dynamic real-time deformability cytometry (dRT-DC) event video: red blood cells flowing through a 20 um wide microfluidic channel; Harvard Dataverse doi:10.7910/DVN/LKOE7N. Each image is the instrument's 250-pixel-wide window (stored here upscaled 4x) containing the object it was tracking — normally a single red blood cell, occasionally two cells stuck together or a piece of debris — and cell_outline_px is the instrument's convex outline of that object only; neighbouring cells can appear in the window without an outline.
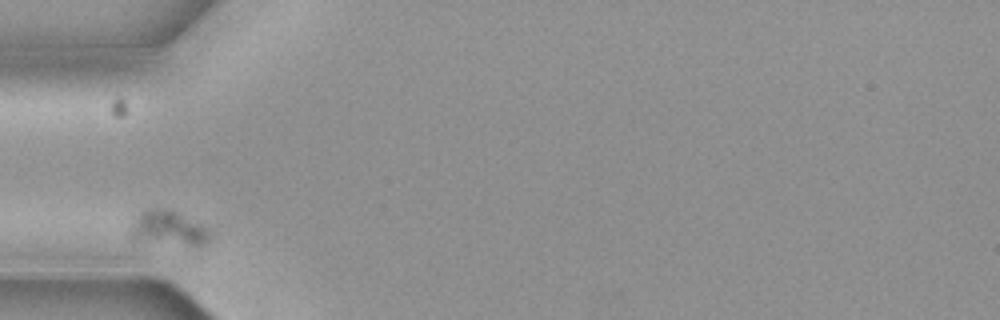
{"species": "common noctule bat (a hibernating species)", "species_latin": "Nyctalus noctula", "temperature_condition": "cold", "stored_images_in_passage": 2, "camera_frame_rate_fps": 3000, "um_per_image_px": 0.085, "animal": {"sex": "female", "body_mass_g": 19.3, "forearm_length_mm": 54.1}, "frame": {"image": 1, "passage_image": 1, "time_ms": 0.0, "image_size_px": [1000, 320], "cell_outline_px": [[212, 236], [208, 244], [200, 248], [192, 248], [132, 240], [132, 224], [140, 208], [168, 208], [204, 224], [212, 232]], "centroid_in_image_um": [14.4, 19.44], "position_along_channel_um": 70.6, "area_um2": 17.34}}
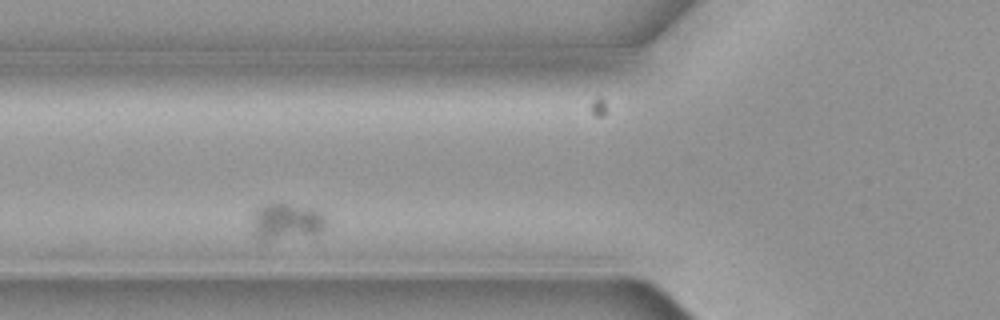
{"frame": {"image": 2, "passage_image": 2, "time_ms": 0.333, "image_size_px": [1000, 320], "cell_outline_px": [[328, 220], [324, 228], [316, 236], [264, 240], [260, 240], [252, 232], [252, 216], [256, 208], [272, 200], [316, 208], [324, 212], [328, 216]], "centroid_in_image_um": [24.4, 18.79], "position_along_channel_um": 101.4, "area_um2": 16.99}}